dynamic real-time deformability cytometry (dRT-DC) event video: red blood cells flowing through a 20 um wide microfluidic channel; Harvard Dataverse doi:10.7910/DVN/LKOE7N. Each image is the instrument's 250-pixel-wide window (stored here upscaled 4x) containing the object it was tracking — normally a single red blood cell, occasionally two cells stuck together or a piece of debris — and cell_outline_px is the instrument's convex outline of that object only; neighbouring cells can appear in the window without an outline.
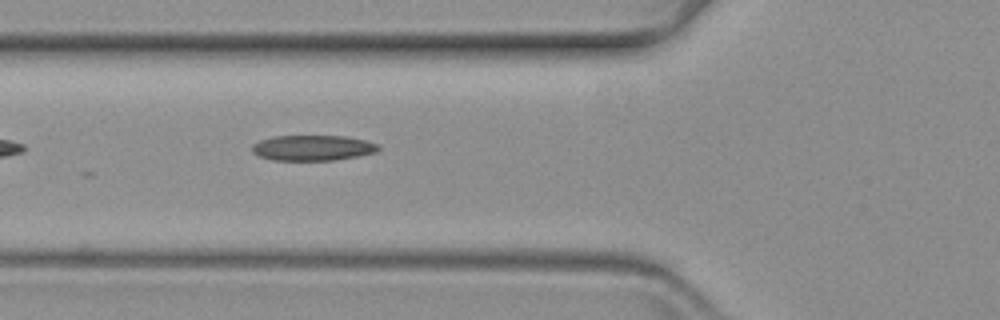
{"species": "common noctule bat (a hibernating species)", "species_latin": "Nyctalus noctula", "temperature_condition": "warm", "stored_images_in_passage": 11, "camera_frame_rate_fps": 3000, "um_per_image_px": 0.085, "animal": {"sex": "female", "body_mass_g": 19.3, "forearm_length_mm": 54.1}, "frame": {"image": 1, "passage_image": 7, "time_ms": 2.0, "image_size_px": [1000, 320], "cell_outline_px": [[380, 148], [376, 152], [356, 156], [332, 160], [272, 160], [256, 156], [252, 152], [252, 144], [260, 140], [272, 136], [348, 136], [380, 144]], "centroid_in_image_um": [26.55, 12.56], "position_along_channel_um": 99.3, "area_um2": 18.84}}